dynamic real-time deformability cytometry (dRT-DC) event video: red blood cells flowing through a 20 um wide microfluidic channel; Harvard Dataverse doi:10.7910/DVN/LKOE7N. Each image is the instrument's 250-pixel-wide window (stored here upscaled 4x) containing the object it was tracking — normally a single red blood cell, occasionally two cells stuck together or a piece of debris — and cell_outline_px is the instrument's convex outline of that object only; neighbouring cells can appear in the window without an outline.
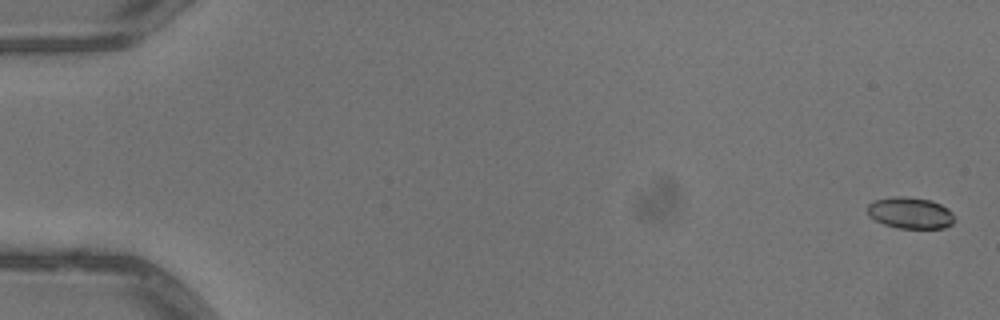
{"species": "common noctule bat (a hibernating species)", "species_latin": "Nyctalus noctula", "temperature_condition": "warm", "stored_images_in_passage": 5, "camera_frame_rate_fps": 3000, "um_per_image_px": 0.085, "animal": {"sex": "male", "body_mass_g": 13.3}, "frame": {"image": 1, "passage_image": 1, "time_ms": 0.0, "image_size_px": [1000, 320], "cell_outline_px": [[956, 220], [952, 224], [944, 228], [900, 228], [884, 224], [876, 220], [868, 212], [868, 204], [872, 200], [892, 196], [908, 196], [932, 200], [948, 208], [952, 212]], "centroid_in_image_um": [77.41, 18.08], "position_along_channel_um": 7.6, "area_um2": 16.07}}
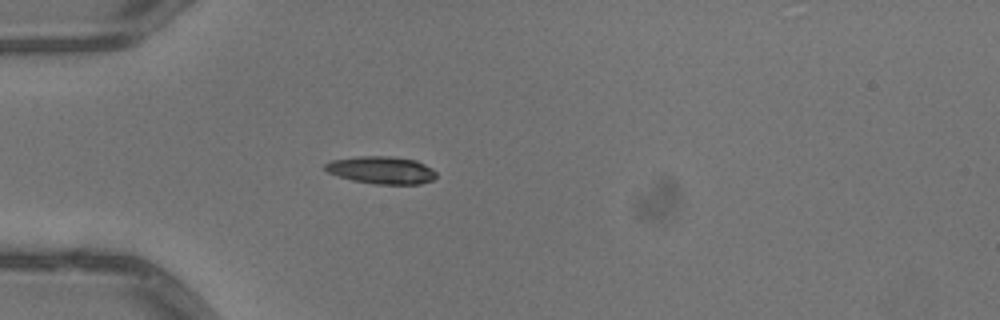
{"frame": {"image": 2, "passage_image": 5, "time_ms": 1.333, "image_size_px": [1000, 320], "cell_outline_px": [[436, 176], [432, 180], [420, 184], [376, 184], [352, 180], [328, 172], [324, 168], [324, 164], [332, 160], [356, 156], [392, 156], [416, 160], [432, 168], [436, 172]], "centroid_in_image_um": [32.43, 14.45], "position_along_channel_um": 52.6, "area_um2": 17.8}}